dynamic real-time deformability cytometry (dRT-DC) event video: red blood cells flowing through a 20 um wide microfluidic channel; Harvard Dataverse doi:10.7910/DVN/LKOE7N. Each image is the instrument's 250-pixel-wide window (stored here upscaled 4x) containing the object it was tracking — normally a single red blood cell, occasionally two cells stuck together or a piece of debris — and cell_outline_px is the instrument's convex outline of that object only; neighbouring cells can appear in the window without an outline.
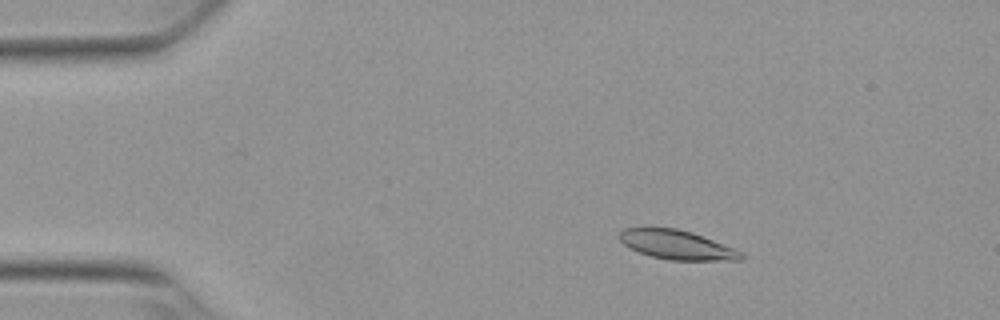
{"species": "Egyptian fruit bat (a non-hibernating species)", "species_latin": "Rousettus aegyptiacus", "temperature_condition": "warm", "stored_images_in_passage": 17, "camera_frame_rate_fps": 3000, "um_per_image_px": 0.085, "animal": {"sex": "female"}, "frame": {"image": 1, "passage_image": 10, "time_ms": 3.0, "image_size_px": [1000, 320], "cell_outline_px": [[744, 256], [740, 260], [668, 260], [652, 256], [628, 248], [616, 236], [624, 228], [676, 228], [692, 232], [732, 248], [740, 252]], "centroid_in_image_um": [57.47, 20.81], "position_along_channel_um": 27.5, "area_um2": 20.4}}